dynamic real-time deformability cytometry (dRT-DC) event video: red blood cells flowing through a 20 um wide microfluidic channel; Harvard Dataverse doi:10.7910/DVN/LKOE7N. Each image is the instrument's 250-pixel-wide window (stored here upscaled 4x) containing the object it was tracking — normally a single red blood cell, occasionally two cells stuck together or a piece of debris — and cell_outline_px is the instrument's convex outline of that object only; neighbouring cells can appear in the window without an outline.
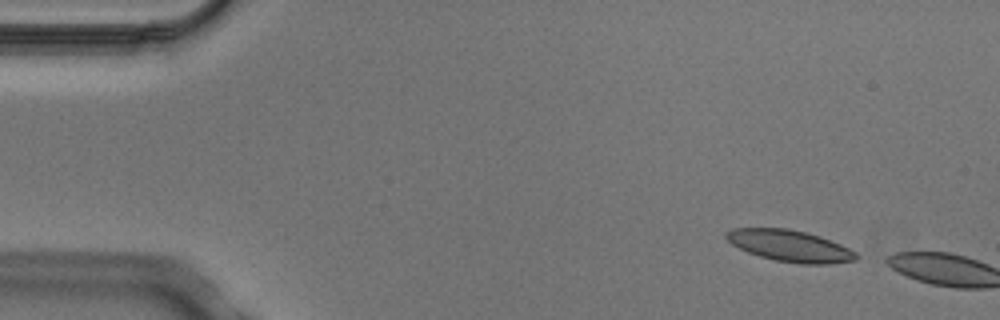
{"species": "Egyptian fruit bat (a non-hibernating species)", "species_latin": "Rousettus aegyptiacus", "temperature_condition": "cold", "stored_images_in_passage": 2, "camera_frame_rate_fps": 3000, "um_per_image_px": 0.085, "animal": {"sex": "male"}, "frame": {"image": 1, "passage_image": 1, "time_ms": 0.0, "image_size_px": [1000, 320], "cell_outline_px": [[860, 256], [856, 260], [828, 264], [800, 264], [776, 260], [760, 256], [748, 252], [732, 244], [724, 236], [724, 232], [732, 228], [788, 228], [820, 236], [840, 244], [856, 252]], "centroid_in_image_um": [67.14, 20.89], "position_along_channel_um": 17.9, "area_um2": 23.81}}